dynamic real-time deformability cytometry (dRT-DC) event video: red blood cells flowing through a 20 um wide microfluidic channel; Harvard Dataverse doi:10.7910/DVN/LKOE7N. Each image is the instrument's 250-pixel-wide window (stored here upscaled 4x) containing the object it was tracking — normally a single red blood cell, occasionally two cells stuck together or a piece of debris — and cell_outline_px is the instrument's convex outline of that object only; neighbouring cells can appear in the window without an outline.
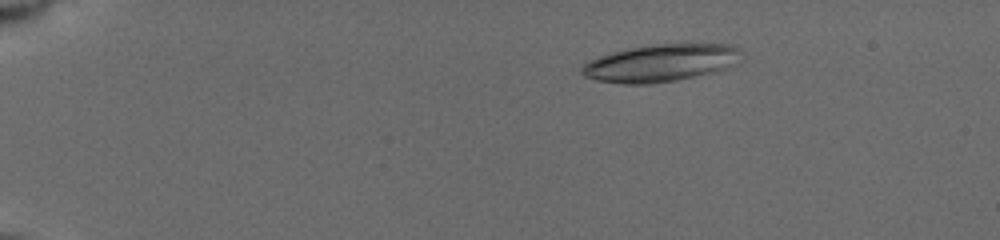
{"species": "common noctule bat (a hibernating species)", "species_latin": "Nyctalus noctula", "temperature_condition": "cold", "stored_images_in_passage": 53, "camera_frame_rate_fps": 3000, "um_per_image_px": 0.085, "animal": {"sex": "female", "body_mass_g": 19.5, "forearm_length_mm": 54.1}, "frame": {"image": 1, "passage_image": 1, "time_ms": 0.0, "image_size_px": [1000, 240], "cell_outline_px": [[736, 48], [720, 68], [692, 76], [676, 80], [648, 84], [624, 84], [596, 80], [584, 76], [580, 72], [580, 68], [584, 64], [600, 56], [632, 48], [656, 44], [728, 44]], "centroid_in_image_um": [55.86, 5.37], "position_along_channel_um": 29.1, "area_um2": 32.54}}